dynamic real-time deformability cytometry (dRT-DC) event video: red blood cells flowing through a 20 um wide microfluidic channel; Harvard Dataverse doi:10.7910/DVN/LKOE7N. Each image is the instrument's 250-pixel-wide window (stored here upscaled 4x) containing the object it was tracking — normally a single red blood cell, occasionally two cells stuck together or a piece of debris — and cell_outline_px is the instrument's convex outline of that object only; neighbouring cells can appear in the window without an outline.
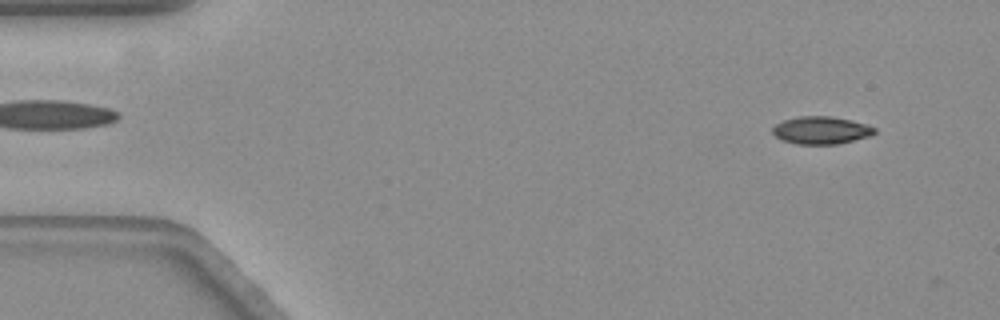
{"species": "common noctule bat (a hibernating species)", "species_latin": "Nyctalus noctula", "temperature_condition": "warm", "stored_images_in_passage": 11, "camera_frame_rate_fps": 3000, "um_per_image_px": 0.085, "animal": {"sex": "female", "body_mass_g": 19.3, "forearm_length_mm": 54.1}, "frame": {"image": 1, "passage_image": 1, "time_ms": 0.0, "image_size_px": [1000, 320], "cell_outline_px": [[876, 132], [868, 136], [836, 144], [796, 144], [784, 140], [776, 136], [772, 132], [772, 128], [776, 124], [784, 120], [800, 116], [828, 116], [852, 120], [876, 128]], "centroid_in_image_um": [69.78, 11.07], "position_along_channel_um": 15.2, "area_um2": 16.13}}